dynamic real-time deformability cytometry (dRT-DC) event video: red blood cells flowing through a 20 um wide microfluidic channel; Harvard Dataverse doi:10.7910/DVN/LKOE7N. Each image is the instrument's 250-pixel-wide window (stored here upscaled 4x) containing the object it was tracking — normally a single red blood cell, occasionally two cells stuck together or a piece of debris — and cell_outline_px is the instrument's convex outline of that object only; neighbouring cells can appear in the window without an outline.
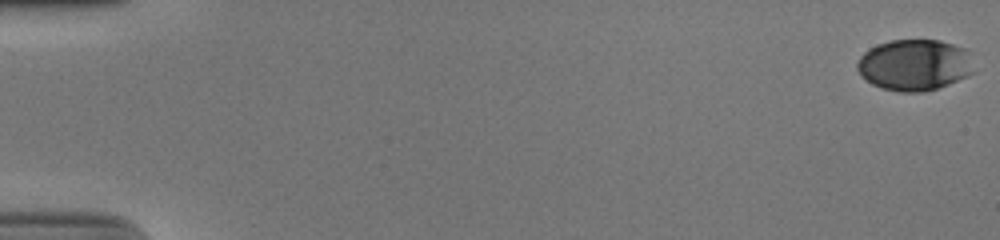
{"species": "human", "species_latin": "Homo sapiens", "temperature_condition": "cold", "stored_images_in_passage": 54, "camera_frame_rate_fps": 3000, "um_per_image_px": 0.085, "donor": {"sex": "male"}, "frame": {"image": 1, "passage_image": 1, "time_ms": 0.0, "image_size_px": [1000, 240], "cell_outline_px": [[972, 72], [968, 76], [948, 84], [924, 92], [896, 92], [872, 84], [856, 68], [856, 64], [860, 56], [864, 52], [880, 44], [892, 40], [936, 40], [952, 44], [964, 48]], "centroid_in_image_um": [77.68, 5.53], "position_along_channel_um": 7.3, "area_um2": 34.1}}
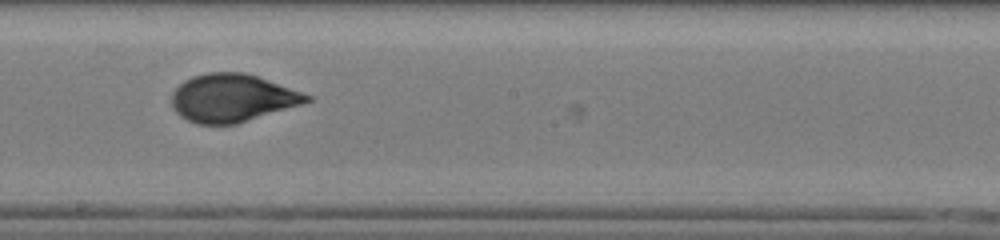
{"frame": {"image": 2, "passage_image": 32, "time_ms": 10.333, "image_size_px": [1000, 240], "cell_outline_px": [[312, 100], [300, 104], [236, 124], [196, 124], [180, 116], [172, 108], [172, 92], [184, 80], [192, 76], [208, 72], [244, 72], [256, 76], [312, 96]], "centroid_in_image_um": [19.68, 8.33], "position_along_channel_um": 228.5, "area_um2": 37.28}}
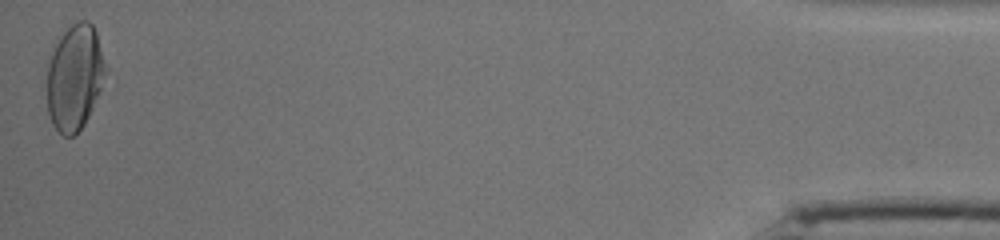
{"frame": {"image": 3, "passage_image": 54, "time_ms": 17.667, "image_size_px": [1000, 240], "cell_outline_px": [[104, 72], [100, 88], [92, 108], [84, 124], [72, 136], [64, 136], [52, 124], [48, 112], [48, 68], [56, 44], [60, 36], [72, 24], [80, 20], [88, 20], [92, 24], [96, 32], [104, 64]], "centroid_in_image_um": [6.33, 6.57], "position_along_channel_um": 428.9, "area_um2": 34.85}, "authors_computed_cell_mechanics": {"area_um2": 36.703, "velocity_mm_per_s": 3.8836, "shape_relaxation_time_tau1_ms": 5.4406, "shape_relaxation_time_tau2_ms": null, "deformation_change_tau1": 0.1739, "deformation_change_tau2": null}}